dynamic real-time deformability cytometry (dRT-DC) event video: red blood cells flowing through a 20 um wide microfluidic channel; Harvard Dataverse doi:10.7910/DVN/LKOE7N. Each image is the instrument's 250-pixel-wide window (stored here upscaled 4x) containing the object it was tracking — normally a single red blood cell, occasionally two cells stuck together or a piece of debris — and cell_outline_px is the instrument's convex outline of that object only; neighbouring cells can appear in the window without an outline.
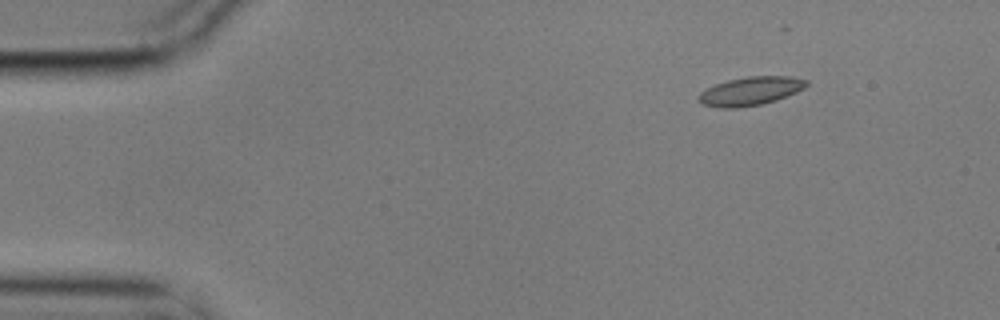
{"species": "common noctule bat (a hibernating species)", "species_latin": "Nyctalus noctula", "temperature_condition": "cold", "stored_images_in_passage": 5, "camera_frame_rate_fps": 3000, "um_per_image_px": 0.085, "animal": {"sex": "male", "body_mass_g": 17.9}, "frame": {"image": 1, "passage_image": 1, "time_ms": 0.0, "image_size_px": [1000, 320], "cell_outline_px": [[808, 84], [804, 88], [796, 92], [776, 100], [760, 104], [736, 108], [720, 108], [704, 104], [696, 100], [696, 96], [700, 92], [716, 84], [728, 80], [748, 76], [788, 76], [808, 80]], "centroid_in_image_um": [63.77, 7.74], "position_along_channel_um": 21.2, "area_um2": 17.86}}
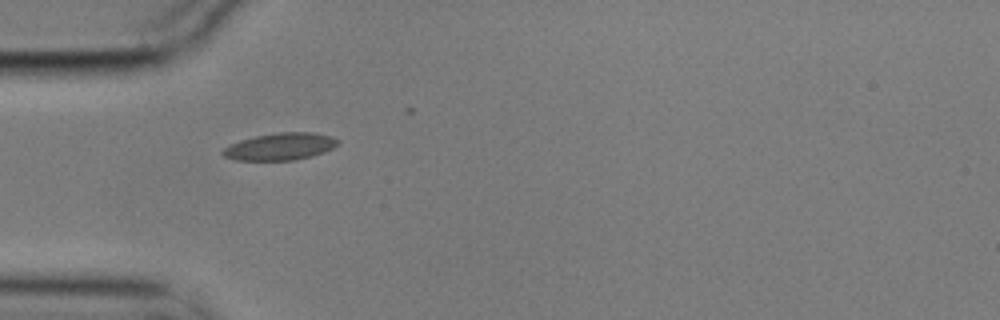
{"frame": {"image": 2, "passage_image": 4, "time_ms": 1.0, "image_size_px": [1000, 320], "cell_outline_px": [[340, 140], [332, 148], [324, 152], [312, 156], [296, 160], [236, 160], [224, 156], [220, 152], [228, 144], [256, 136], [280, 132], [312, 132], [332, 136]], "centroid_in_image_um": [23.81, 12.46], "position_along_channel_um": 61.2, "area_um2": 18.15}}
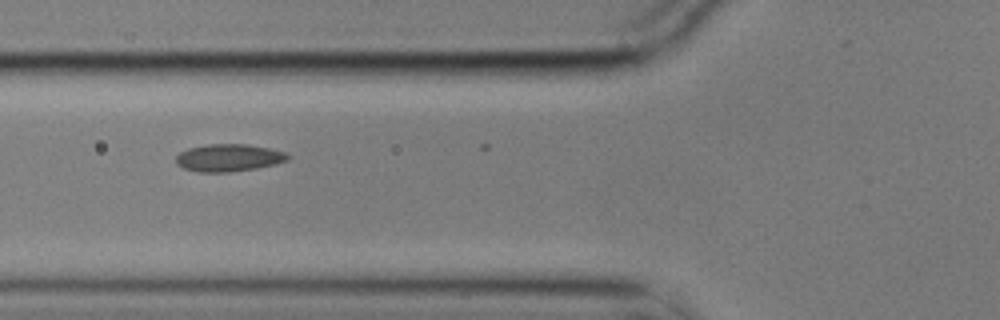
{"frame": {"image": 3, "passage_image": 5, "time_ms": 1.333, "image_size_px": [1000, 320], "cell_outline_px": [[292, 156], [288, 160], [276, 164], [256, 168], [228, 172], [200, 172], [184, 168], [176, 164], [176, 156], [180, 152], [188, 148], [208, 144], [244, 144], [268, 148], [284, 152]], "centroid_in_image_um": [19.44, 13.41], "position_along_channel_um": 106.4, "area_um2": 17.8}}